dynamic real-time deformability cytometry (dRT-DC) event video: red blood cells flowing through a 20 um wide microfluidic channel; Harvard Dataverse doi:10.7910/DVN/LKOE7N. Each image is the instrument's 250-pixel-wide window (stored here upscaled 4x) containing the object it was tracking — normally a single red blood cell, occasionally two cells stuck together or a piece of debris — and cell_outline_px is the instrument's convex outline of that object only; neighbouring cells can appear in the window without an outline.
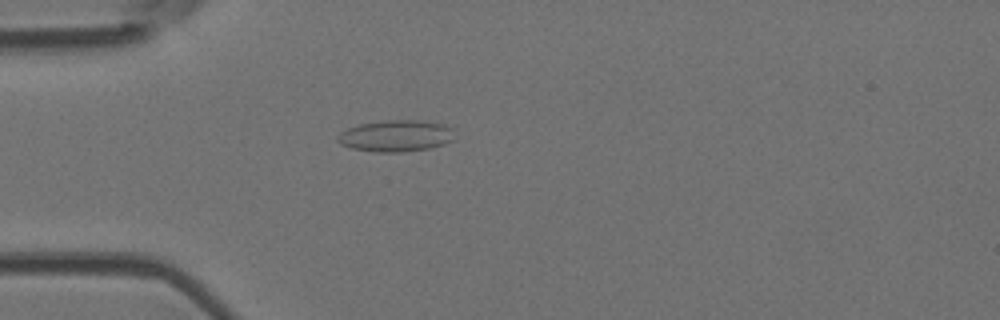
{"species": "Egyptian fruit bat (a non-hibernating species)", "species_latin": "Rousettus aegyptiacus", "temperature_condition": "room temperature", "stored_images_in_passage": 3, "camera_frame_rate_fps": 3000, "um_per_image_px": 0.085, "animal": {"sex": "female"}, "frame": {"image": 1, "passage_image": 3, "time_ms": 2.333, "image_size_px": [1000, 320], "cell_outline_px": [[456, 140], [432, 148], [404, 152], [376, 152], [352, 148], [340, 144], [336, 140], [336, 136], [340, 132], [348, 128], [360, 124], [388, 120], [420, 120], [444, 124], [456, 128]], "centroid_in_image_um": [33.74, 11.55], "position_along_channel_um": 51.3, "area_um2": 22.02}}